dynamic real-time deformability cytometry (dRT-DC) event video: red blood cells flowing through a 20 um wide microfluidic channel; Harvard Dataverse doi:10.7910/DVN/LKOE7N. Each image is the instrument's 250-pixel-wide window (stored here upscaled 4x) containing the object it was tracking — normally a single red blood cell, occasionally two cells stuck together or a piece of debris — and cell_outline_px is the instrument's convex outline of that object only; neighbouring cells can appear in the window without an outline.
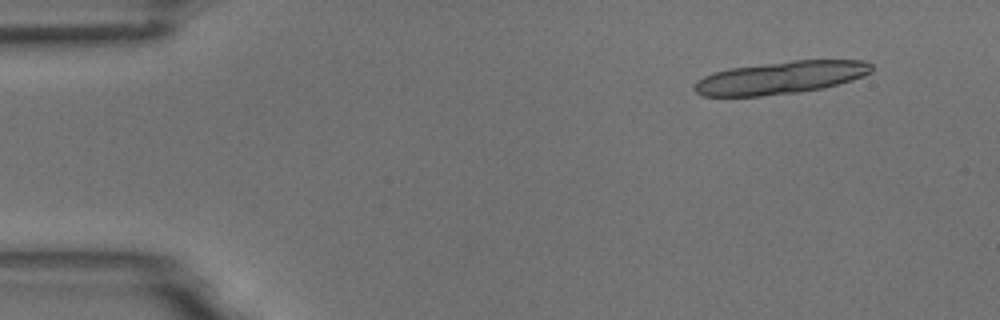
{"species": "common noctule bat (a hibernating species)", "species_latin": "Nyctalus noctula", "temperature_condition": "room temperature", "stored_images_in_passage": 7, "camera_frame_rate_fps": 3000, "um_per_image_px": 0.085, "animal": {"sex": "male", "body_mass_g": 18.8}, "frame": {"image": 1, "passage_image": 2, "time_ms": 0.333, "image_size_px": [1000, 320], "cell_outline_px": [[872, 72], [864, 76], [852, 80], [824, 88], [796, 92], [760, 96], [700, 96], [692, 88], [696, 80], [712, 72], [728, 68], [792, 60], [864, 60], [872, 64]], "centroid_in_image_um": [66.33, 6.59], "position_along_channel_um": 18.7, "area_um2": 33.93}}